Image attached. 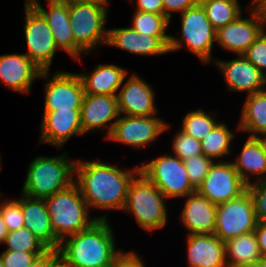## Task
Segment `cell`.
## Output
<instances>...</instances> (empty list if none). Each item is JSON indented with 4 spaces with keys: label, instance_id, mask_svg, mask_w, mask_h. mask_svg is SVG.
Listing matches in <instances>:
<instances>
[{
    "label": "cell",
    "instance_id": "1",
    "mask_svg": "<svg viewBox=\"0 0 266 267\" xmlns=\"http://www.w3.org/2000/svg\"><path fill=\"white\" fill-rule=\"evenodd\" d=\"M139 172V167L122 170L100 160H76L74 183L89 209L123 211L130 183Z\"/></svg>",
    "mask_w": 266,
    "mask_h": 267
},
{
    "label": "cell",
    "instance_id": "2",
    "mask_svg": "<svg viewBox=\"0 0 266 267\" xmlns=\"http://www.w3.org/2000/svg\"><path fill=\"white\" fill-rule=\"evenodd\" d=\"M113 234L108 219H98L62 240L57 251L71 267H111L124 252L116 249Z\"/></svg>",
    "mask_w": 266,
    "mask_h": 267
},
{
    "label": "cell",
    "instance_id": "3",
    "mask_svg": "<svg viewBox=\"0 0 266 267\" xmlns=\"http://www.w3.org/2000/svg\"><path fill=\"white\" fill-rule=\"evenodd\" d=\"M108 3V0L68 2L75 60L84 52L92 53L96 47L107 43L108 29L105 25Z\"/></svg>",
    "mask_w": 266,
    "mask_h": 267
},
{
    "label": "cell",
    "instance_id": "4",
    "mask_svg": "<svg viewBox=\"0 0 266 267\" xmlns=\"http://www.w3.org/2000/svg\"><path fill=\"white\" fill-rule=\"evenodd\" d=\"M44 200L51 226L60 242L89 228L98 219H107V215L89 218V207L75 183Z\"/></svg>",
    "mask_w": 266,
    "mask_h": 267
},
{
    "label": "cell",
    "instance_id": "5",
    "mask_svg": "<svg viewBox=\"0 0 266 267\" xmlns=\"http://www.w3.org/2000/svg\"><path fill=\"white\" fill-rule=\"evenodd\" d=\"M76 161L67 160L66 154L57 157L38 156L30 162L22 194L45 199L74 184Z\"/></svg>",
    "mask_w": 266,
    "mask_h": 267
},
{
    "label": "cell",
    "instance_id": "6",
    "mask_svg": "<svg viewBox=\"0 0 266 267\" xmlns=\"http://www.w3.org/2000/svg\"><path fill=\"white\" fill-rule=\"evenodd\" d=\"M164 194L140 172L128 188L123 212L133 214L145 231H154L166 226L167 209Z\"/></svg>",
    "mask_w": 266,
    "mask_h": 267
},
{
    "label": "cell",
    "instance_id": "7",
    "mask_svg": "<svg viewBox=\"0 0 266 267\" xmlns=\"http://www.w3.org/2000/svg\"><path fill=\"white\" fill-rule=\"evenodd\" d=\"M181 20V36L173 37L170 35L169 53L185 46L201 62L205 64L213 62L211 53L217 31L212 27L201 4L198 3L181 13Z\"/></svg>",
    "mask_w": 266,
    "mask_h": 267
},
{
    "label": "cell",
    "instance_id": "8",
    "mask_svg": "<svg viewBox=\"0 0 266 267\" xmlns=\"http://www.w3.org/2000/svg\"><path fill=\"white\" fill-rule=\"evenodd\" d=\"M140 173L166 198L186 197L196 191L189 181L184 162L176 155L159 156L139 166Z\"/></svg>",
    "mask_w": 266,
    "mask_h": 267
},
{
    "label": "cell",
    "instance_id": "9",
    "mask_svg": "<svg viewBox=\"0 0 266 267\" xmlns=\"http://www.w3.org/2000/svg\"><path fill=\"white\" fill-rule=\"evenodd\" d=\"M257 222L252 197L246 190L237 198L217 205L214 235L226 242L254 231Z\"/></svg>",
    "mask_w": 266,
    "mask_h": 267
},
{
    "label": "cell",
    "instance_id": "10",
    "mask_svg": "<svg viewBox=\"0 0 266 267\" xmlns=\"http://www.w3.org/2000/svg\"><path fill=\"white\" fill-rule=\"evenodd\" d=\"M24 35L27 47L25 55L42 71H49L58 49L52 31L44 17L35 8H25Z\"/></svg>",
    "mask_w": 266,
    "mask_h": 267
},
{
    "label": "cell",
    "instance_id": "11",
    "mask_svg": "<svg viewBox=\"0 0 266 267\" xmlns=\"http://www.w3.org/2000/svg\"><path fill=\"white\" fill-rule=\"evenodd\" d=\"M215 162L197 191L210 202L220 204L237 198L247 190V184L234 168L232 161Z\"/></svg>",
    "mask_w": 266,
    "mask_h": 267
},
{
    "label": "cell",
    "instance_id": "12",
    "mask_svg": "<svg viewBox=\"0 0 266 267\" xmlns=\"http://www.w3.org/2000/svg\"><path fill=\"white\" fill-rule=\"evenodd\" d=\"M170 125L156 116H122L117 119L106 140L116 141L133 148L146 147L167 131Z\"/></svg>",
    "mask_w": 266,
    "mask_h": 267
},
{
    "label": "cell",
    "instance_id": "13",
    "mask_svg": "<svg viewBox=\"0 0 266 267\" xmlns=\"http://www.w3.org/2000/svg\"><path fill=\"white\" fill-rule=\"evenodd\" d=\"M249 8L248 10L251 11L250 18H243L240 15L236 20L219 28L216 33V43L236 55H243L265 29L261 10L259 8Z\"/></svg>",
    "mask_w": 266,
    "mask_h": 267
},
{
    "label": "cell",
    "instance_id": "14",
    "mask_svg": "<svg viewBox=\"0 0 266 267\" xmlns=\"http://www.w3.org/2000/svg\"><path fill=\"white\" fill-rule=\"evenodd\" d=\"M44 111L80 109L85 95L79 73L60 71L45 84Z\"/></svg>",
    "mask_w": 266,
    "mask_h": 267
},
{
    "label": "cell",
    "instance_id": "15",
    "mask_svg": "<svg viewBox=\"0 0 266 267\" xmlns=\"http://www.w3.org/2000/svg\"><path fill=\"white\" fill-rule=\"evenodd\" d=\"M120 115L117 95L85 94L80 108L83 134L104 130L107 138ZM109 122L112 123L109 125Z\"/></svg>",
    "mask_w": 266,
    "mask_h": 267
},
{
    "label": "cell",
    "instance_id": "16",
    "mask_svg": "<svg viewBox=\"0 0 266 267\" xmlns=\"http://www.w3.org/2000/svg\"><path fill=\"white\" fill-rule=\"evenodd\" d=\"M49 71H42L25 54L0 55V81L11 91L29 94L35 79H49Z\"/></svg>",
    "mask_w": 266,
    "mask_h": 267
},
{
    "label": "cell",
    "instance_id": "17",
    "mask_svg": "<svg viewBox=\"0 0 266 267\" xmlns=\"http://www.w3.org/2000/svg\"><path fill=\"white\" fill-rule=\"evenodd\" d=\"M117 93L120 114L126 116H155V94L151 85L132 74Z\"/></svg>",
    "mask_w": 266,
    "mask_h": 267
},
{
    "label": "cell",
    "instance_id": "18",
    "mask_svg": "<svg viewBox=\"0 0 266 267\" xmlns=\"http://www.w3.org/2000/svg\"><path fill=\"white\" fill-rule=\"evenodd\" d=\"M230 61L214 60L230 91L254 94L266 89V77L244 56Z\"/></svg>",
    "mask_w": 266,
    "mask_h": 267
},
{
    "label": "cell",
    "instance_id": "19",
    "mask_svg": "<svg viewBox=\"0 0 266 267\" xmlns=\"http://www.w3.org/2000/svg\"><path fill=\"white\" fill-rule=\"evenodd\" d=\"M170 36H150L132 27L108 29L107 43L135 55L156 56L169 53Z\"/></svg>",
    "mask_w": 266,
    "mask_h": 267
},
{
    "label": "cell",
    "instance_id": "20",
    "mask_svg": "<svg viewBox=\"0 0 266 267\" xmlns=\"http://www.w3.org/2000/svg\"><path fill=\"white\" fill-rule=\"evenodd\" d=\"M39 144H52L59 149L73 135L83 134L80 109L44 111Z\"/></svg>",
    "mask_w": 266,
    "mask_h": 267
},
{
    "label": "cell",
    "instance_id": "21",
    "mask_svg": "<svg viewBox=\"0 0 266 267\" xmlns=\"http://www.w3.org/2000/svg\"><path fill=\"white\" fill-rule=\"evenodd\" d=\"M217 204L210 202L197 190L186 196L180 215L183 226L192 234H214Z\"/></svg>",
    "mask_w": 266,
    "mask_h": 267
},
{
    "label": "cell",
    "instance_id": "22",
    "mask_svg": "<svg viewBox=\"0 0 266 267\" xmlns=\"http://www.w3.org/2000/svg\"><path fill=\"white\" fill-rule=\"evenodd\" d=\"M21 207L24 227L28 228L49 250H57L60 241L56 238L44 199L22 194Z\"/></svg>",
    "mask_w": 266,
    "mask_h": 267
},
{
    "label": "cell",
    "instance_id": "23",
    "mask_svg": "<svg viewBox=\"0 0 266 267\" xmlns=\"http://www.w3.org/2000/svg\"><path fill=\"white\" fill-rule=\"evenodd\" d=\"M189 267H227L225 242L214 234H192L187 236Z\"/></svg>",
    "mask_w": 266,
    "mask_h": 267
},
{
    "label": "cell",
    "instance_id": "24",
    "mask_svg": "<svg viewBox=\"0 0 266 267\" xmlns=\"http://www.w3.org/2000/svg\"><path fill=\"white\" fill-rule=\"evenodd\" d=\"M47 11L41 4L35 9L44 17L54 38L56 46L65 50L74 59V38L68 13V2L51 1Z\"/></svg>",
    "mask_w": 266,
    "mask_h": 267
},
{
    "label": "cell",
    "instance_id": "25",
    "mask_svg": "<svg viewBox=\"0 0 266 267\" xmlns=\"http://www.w3.org/2000/svg\"><path fill=\"white\" fill-rule=\"evenodd\" d=\"M128 72L115 64H98L90 73H80L85 94L117 95Z\"/></svg>",
    "mask_w": 266,
    "mask_h": 267
},
{
    "label": "cell",
    "instance_id": "26",
    "mask_svg": "<svg viewBox=\"0 0 266 267\" xmlns=\"http://www.w3.org/2000/svg\"><path fill=\"white\" fill-rule=\"evenodd\" d=\"M235 160L234 168L247 185L252 183V174L257 175L254 182L266 180V150L259 137L249 136Z\"/></svg>",
    "mask_w": 266,
    "mask_h": 267
},
{
    "label": "cell",
    "instance_id": "27",
    "mask_svg": "<svg viewBox=\"0 0 266 267\" xmlns=\"http://www.w3.org/2000/svg\"><path fill=\"white\" fill-rule=\"evenodd\" d=\"M245 100L238 129L260 138L266 134V89L247 95Z\"/></svg>",
    "mask_w": 266,
    "mask_h": 267
},
{
    "label": "cell",
    "instance_id": "28",
    "mask_svg": "<svg viewBox=\"0 0 266 267\" xmlns=\"http://www.w3.org/2000/svg\"><path fill=\"white\" fill-rule=\"evenodd\" d=\"M255 232H249L225 242L227 267H238L262 259Z\"/></svg>",
    "mask_w": 266,
    "mask_h": 267
},
{
    "label": "cell",
    "instance_id": "29",
    "mask_svg": "<svg viewBox=\"0 0 266 267\" xmlns=\"http://www.w3.org/2000/svg\"><path fill=\"white\" fill-rule=\"evenodd\" d=\"M228 125L218 123L200 142L203 155L212 159L231 154V142L235 138Z\"/></svg>",
    "mask_w": 266,
    "mask_h": 267
},
{
    "label": "cell",
    "instance_id": "30",
    "mask_svg": "<svg viewBox=\"0 0 266 267\" xmlns=\"http://www.w3.org/2000/svg\"><path fill=\"white\" fill-rule=\"evenodd\" d=\"M199 3L216 31L242 15L238 0H201Z\"/></svg>",
    "mask_w": 266,
    "mask_h": 267
},
{
    "label": "cell",
    "instance_id": "31",
    "mask_svg": "<svg viewBox=\"0 0 266 267\" xmlns=\"http://www.w3.org/2000/svg\"><path fill=\"white\" fill-rule=\"evenodd\" d=\"M3 244L9 251H23L34 254H43L49 249L38 240L34 234L26 227L10 231Z\"/></svg>",
    "mask_w": 266,
    "mask_h": 267
},
{
    "label": "cell",
    "instance_id": "32",
    "mask_svg": "<svg viewBox=\"0 0 266 267\" xmlns=\"http://www.w3.org/2000/svg\"><path fill=\"white\" fill-rule=\"evenodd\" d=\"M217 122L214 116L202 109L194 110L184 116L180 130L201 141L218 124Z\"/></svg>",
    "mask_w": 266,
    "mask_h": 267
},
{
    "label": "cell",
    "instance_id": "33",
    "mask_svg": "<svg viewBox=\"0 0 266 267\" xmlns=\"http://www.w3.org/2000/svg\"><path fill=\"white\" fill-rule=\"evenodd\" d=\"M169 24L170 20L165 15L135 11L131 27L138 33L150 36H170L166 34Z\"/></svg>",
    "mask_w": 266,
    "mask_h": 267
},
{
    "label": "cell",
    "instance_id": "34",
    "mask_svg": "<svg viewBox=\"0 0 266 267\" xmlns=\"http://www.w3.org/2000/svg\"><path fill=\"white\" fill-rule=\"evenodd\" d=\"M189 181L197 188L202 184L214 161L203 154L183 160Z\"/></svg>",
    "mask_w": 266,
    "mask_h": 267
},
{
    "label": "cell",
    "instance_id": "35",
    "mask_svg": "<svg viewBox=\"0 0 266 267\" xmlns=\"http://www.w3.org/2000/svg\"><path fill=\"white\" fill-rule=\"evenodd\" d=\"M172 149L174 155L178 156L182 161L203 154L201 142L181 130L173 138Z\"/></svg>",
    "mask_w": 266,
    "mask_h": 267
},
{
    "label": "cell",
    "instance_id": "36",
    "mask_svg": "<svg viewBox=\"0 0 266 267\" xmlns=\"http://www.w3.org/2000/svg\"><path fill=\"white\" fill-rule=\"evenodd\" d=\"M0 213L9 232L24 227L25 221L22 213L21 197L17 200L5 199L1 201Z\"/></svg>",
    "mask_w": 266,
    "mask_h": 267
},
{
    "label": "cell",
    "instance_id": "37",
    "mask_svg": "<svg viewBox=\"0 0 266 267\" xmlns=\"http://www.w3.org/2000/svg\"><path fill=\"white\" fill-rule=\"evenodd\" d=\"M266 77V31L265 29L243 54Z\"/></svg>",
    "mask_w": 266,
    "mask_h": 267
},
{
    "label": "cell",
    "instance_id": "38",
    "mask_svg": "<svg viewBox=\"0 0 266 267\" xmlns=\"http://www.w3.org/2000/svg\"><path fill=\"white\" fill-rule=\"evenodd\" d=\"M247 190L253 200L257 221L266 222V180L248 184Z\"/></svg>",
    "mask_w": 266,
    "mask_h": 267
},
{
    "label": "cell",
    "instance_id": "39",
    "mask_svg": "<svg viewBox=\"0 0 266 267\" xmlns=\"http://www.w3.org/2000/svg\"><path fill=\"white\" fill-rule=\"evenodd\" d=\"M42 254L5 250L0 254L4 267H29Z\"/></svg>",
    "mask_w": 266,
    "mask_h": 267
},
{
    "label": "cell",
    "instance_id": "40",
    "mask_svg": "<svg viewBox=\"0 0 266 267\" xmlns=\"http://www.w3.org/2000/svg\"><path fill=\"white\" fill-rule=\"evenodd\" d=\"M163 1V15H165L169 20L171 19V11H177L183 13L188 8L196 6L198 0H162Z\"/></svg>",
    "mask_w": 266,
    "mask_h": 267
},
{
    "label": "cell",
    "instance_id": "41",
    "mask_svg": "<svg viewBox=\"0 0 266 267\" xmlns=\"http://www.w3.org/2000/svg\"><path fill=\"white\" fill-rule=\"evenodd\" d=\"M111 267H145L142 258L137 253L123 252Z\"/></svg>",
    "mask_w": 266,
    "mask_h": 267
},
{
    "label": "cell",
    "instance_id": "42",
    "mask_svg": "<svg viewBox=\"0 0 266 267\" xmlns=\"http://www.w3.org/2000/svg\"><path fill=\"white\" fill-rule=\"evenodd\" d=\"M136 11H144L148 13L163 15V1L162 0H137Z\"/></svg>",
    "mask_w": 266,
    "mask_h": 267
},
{
    "label": "cell",
    "instance_id": "43",
    "mask_svg": "<svg viewBox=\"0 0 266 267\" xmlns=\"http://www.w3.org/2000/svg\"><path fill=\"white\" fill-rule=\"evenodd\" d=\"M260 253L266 257V222L258 221L254 230Z\"/></svg>",
    "mask_w": 266,
    "mask_h": 267
},
{
    "label": "cell",
    "instance_id": "44",
    "mask_svg": "<svg viewBox=\"0 0 266 267\" xmlns=\"http://www.w3.org/2000/svg\"><path fill=\"white\" fill-rule=\"evenodd\" d=\"M47 267H71V266L59 254L57 250H48V266Z\"/></svg>",
    "mask_w": 266,
    "mask_h": 267
},
{
    "label": "cell",
    "instance_id": "45",
    "mask_svg": "<svg viewBox=\"0 0 266 267\" xmlns=\"http://www.w3.org/2000/svg\"><path fill=\"white\" fill-rule=\"evenodd\" d=\"M48 266V251L38 256L29 267H47Z\"/></svg>",
    "mask_w": 266,
    "mask_h": 267
},
{
    "label": "cell",
    "instance_id": "46",
    "mask_svg": "<svg viewBox=\"0 0 266 267\" xmlns=\"http://www.w3.org/2000/svg\"><path fill=\"white\" fill-rule=\"evenodd\" d=\"M9 233V230L3 221L2 215L0 213V245L4 243L5 238L7 237V234Z\"/></svg>",
    "mask_w": 266,
    "mask_h": 267
},
{
    "label": "cell",
    "instance_id": "47",
    "mask_svg": "<svg viewBox=\"0 0 266 267\" xmlns=\"http://www.w3.org/2000/svg\"><path fill=\"white\" fill-rule=\"evenodd\" d=\"M238 267H266V257H263L260 260H257L255 262H251L245 265H241Z\"/></svg>",
    "mask_w": 266,
    "mask_h": 267
},
{
    "label": "cell",
    "instance_id": "48",
    "mask_svg": "<svg viewBox=\"0 0 266 267\" xmlns=\"http://www.w3.org/2000/svg\"><path fill=\"white\" fill-rule=\"evenodd\" d=\"M48 2L56 1V0H46ZM40 2L38 0H25V8H35L39 5Z\"/></svg>",
    "mask_w": 266,
    "mask_h": 267
},
{
    "label": "cell",
    "instance_id": "49",
    "mask_svg": "<svg viewBox=\"0 0 266 267\" xmlns=\"http://www.w3.org/2000/svg\"><path fill=\"white\" fill-rule=\"evenodd\" d=\"M265 3L266 0H252L250 6L253 8H260Z\"/></svg>",
    "mask_w": 266,
    "mask_h": 267
},
{
    "label": "cell",
    "instance_id": "50",
    "mask_svg": "<svg viewBox=\"0 0 266 267\" xmlns=\"http://www.w3.org/2000/svg\"><path fill=\"white\" fill-rule=\"evenodd\" d=\"M259 9L261 10L264 18V25H266V4H263Z\"/></svg>",
    "mask_w": 266,
    "mask_h": 267
},
{
    "label": "cell",
    "instance_id": "51",
    "mask_svg": "<svg viewBox=\"0 0 266 267\" xmlns=\"http://www.w3.org/2000/svg\"><path fill=\"white\" fill-rule=\"evenodd\" d=\"M64 2H86V1H95V0H58Z\"/></svg>",
    "mask_w": 266,
    "mask_h": 267
},
{
    "label": "cell",
    "instance_id": "52",
    "mask_svg": "<svg viewBox=\"0 0 266 267\" xmlns=\"http://www.w3.org/2000/svg\"><path fill=\"white\" fill-rule=\"evenodd\" d=\"M260 139L262 140L263 144H264V147H265V150H266V134L262 135L260 137Z\"/></svg>",
    "mask_w": 266,
    "mask_h": 267
},
{
    "label": "cell",
    "instance_id": "53",
    "mask_svg": "<svg viewBox=\"0 0 266 267\" xmlns=\"http://www.w3.org/2000/svg\"><path fill=\"white\" fill-rule=\"evenodd\" d=\"M0 267H4V264H3L1 257H0Z\"/></svg>",
    "mask_w": 266,
    "mask_h": 267
}]
</instances>
